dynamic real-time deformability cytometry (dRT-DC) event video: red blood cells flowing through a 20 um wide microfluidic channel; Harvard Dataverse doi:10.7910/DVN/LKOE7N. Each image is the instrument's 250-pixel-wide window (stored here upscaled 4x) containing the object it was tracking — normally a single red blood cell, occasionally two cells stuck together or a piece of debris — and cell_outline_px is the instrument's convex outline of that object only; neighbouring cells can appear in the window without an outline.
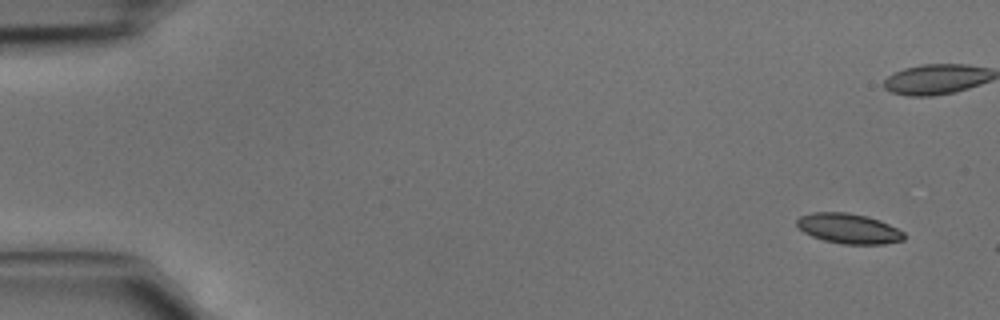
{"species": "common noctule bat (a hibernating species)", "species_latin": "Nyctalus noctula", "temperature_condition": "cold", "stored_images_in_passage": 2, "camera_frame_rate_fps": 3000, "um_per_image_px": 0.085, "animal": {"sex": "male", "body_mass_g": 15.6}, "frame": {"image": 1, "passage_image": 1, "time_ms": 0.0, "image_size_px": [1000, 320], "cell_outline_px": [[904, 240], [884, 244], [840, 244], [824, 240], [812, 236], [804, 232], [796, 224], [796, 220], [800, 216], [812, 212], [848, 212], [868, 216], [880, 220], [904, 232]], "centroid_in_image_um": [72.13, 19.42], "position_along_channel_um": 12.9, "area_um2": 18.84}}